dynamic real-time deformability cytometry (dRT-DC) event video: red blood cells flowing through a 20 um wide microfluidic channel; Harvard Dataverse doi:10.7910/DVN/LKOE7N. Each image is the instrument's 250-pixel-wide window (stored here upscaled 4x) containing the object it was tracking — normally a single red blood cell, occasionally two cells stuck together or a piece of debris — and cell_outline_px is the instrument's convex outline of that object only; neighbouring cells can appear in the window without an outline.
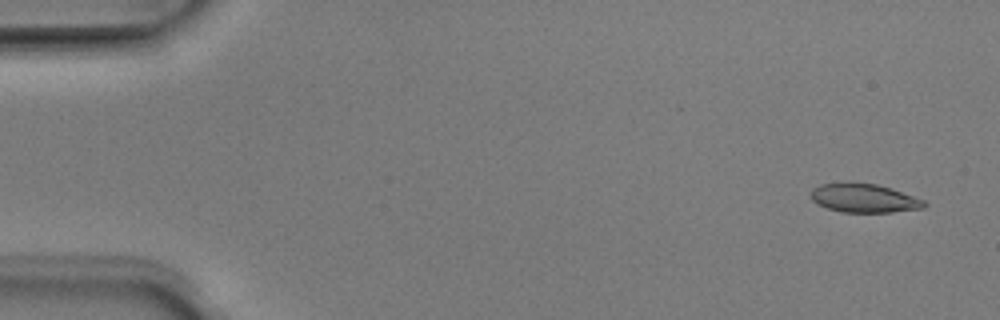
{"species": "Egyptian fruit bat (a non-hibernating species)", "species_latin": "Rousettus aegyptiacus", "temperature_condition": "room temperature", "stored_images_in_passage": 5, "camera_frame_rate_fps": 3000, "um_per_image_px": 0.085, "animal": {"sex": "male"}, "frame": {"image": 1, "passage_image": 1, "time_ms": 0.0, "image_size_px": [1000, 320], "cell_outline_px": [[928, 204], [924, 208], [892, 212], [844, 212], [828, 208], [812, 200], [812, 188], [820, 184], [876, 184], [892, 188], [924, 200]], "centroid_in_image_um": [73.51, 16.86], "position_along_channel_um": 11.5, "area_um2": 18.5}}
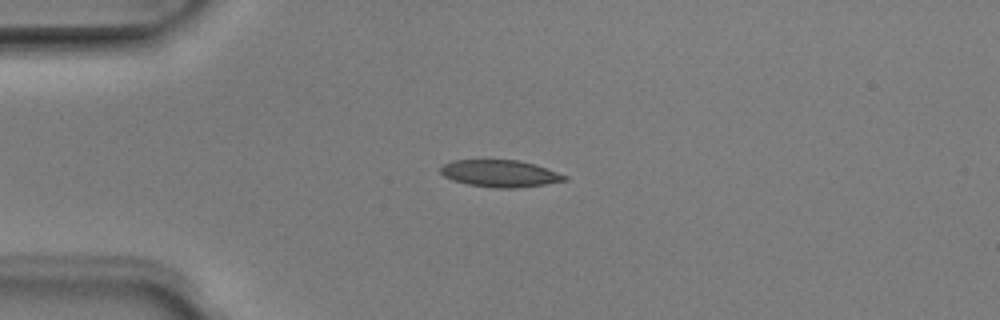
{"frame": {"image": 2, "passage_image": 4, "time_ms": 1.0, "image_size_px": [1000, 320], "cell_outline_px": [[568, 180], [544, 184], [516, 188], [496, 188], [468, 184], [452, 180], [444, 176], [440, 172], [440, 168], [444, 164], [452, 160], [520, 160], [568, 176]], "centroid_in_image_um": [42.47, 14.75], "position_along_channel_um": 42.5, "area_um2": 19.31}}